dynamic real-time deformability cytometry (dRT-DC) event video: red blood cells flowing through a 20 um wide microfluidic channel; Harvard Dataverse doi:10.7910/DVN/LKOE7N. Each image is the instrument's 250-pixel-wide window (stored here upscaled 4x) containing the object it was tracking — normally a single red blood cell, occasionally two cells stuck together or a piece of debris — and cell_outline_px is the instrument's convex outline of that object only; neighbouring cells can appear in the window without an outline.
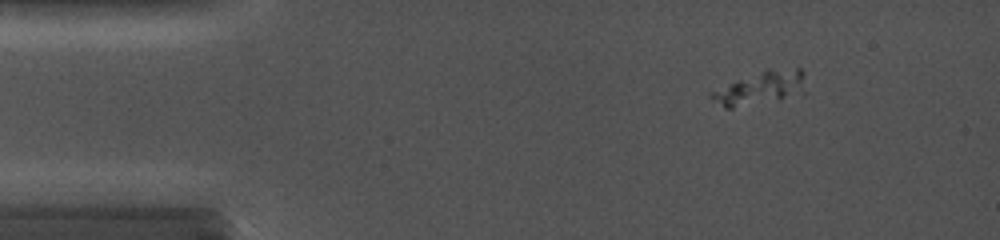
{"species": "common noctule bat (a hibernating species)", "species_latin": "Nyctalus noctula", "temperature_condition": "cold", "stored_images_in_passage": 70, "camera_frame_rate_fps": 5000, "um_per_image_px": 0.085, "animal": {"sex": "female", "body_mass_g": 19.0, "forearm_length_mm": 56.7}, "frame": {"image": 1, "passage_image": 1, "time_ms": 0.0, "image_size_px": [1000, 240], "cell_outline_px": [[808, 96], [732, 108], [724, 108], [708, 96], [708, 92], [764, 68], [800, 68], [804, 72], [808, 92]], "centroid_in_image_um": [64.78, 7.48], "position_along_channel_um": 20.2, "area_um2": 19.59}}
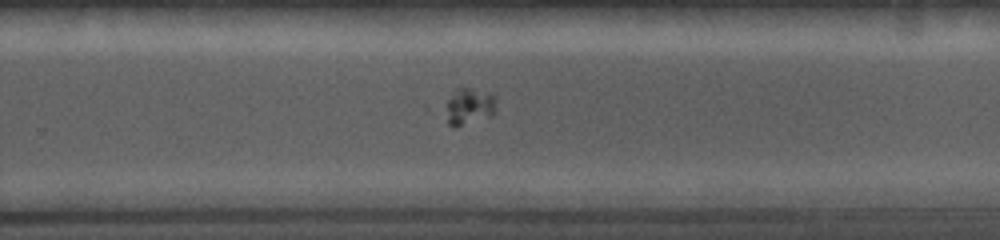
{"frame": {"image": 2, "passage_image": 44, "time_ms": 8.6, "image_size_px": [1000, 240], "cell_outline_px": [[496, 112], [492, 116], [456, 128], [452, 128], [448, 124], [440, 108], [460, 88], [472, 88], [492, 92], [496, 96]], "centroid_in_image_um": [39.86, 9.09], "position_along_channel_um": 289.9, "area_um2": 11.56}}
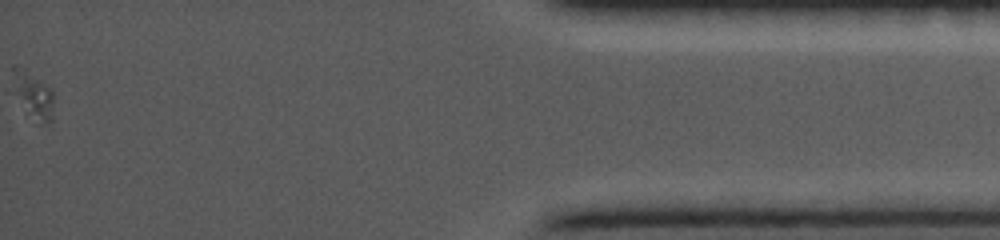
{"frame": {"image": 3, "passage_image": 70, "time_ms": 13.8, "image_size_px": [1000, 240], "cell_outline_px": [[52, 120], [48, 124], [36, 124], [16, 92], [12, 68], [12, 64], [24, 68], [52, 88]], "centroid_in_image_um": [2.87, 8.08], "position_along_channel_um": 432.3, "area_um2": 10.69}}